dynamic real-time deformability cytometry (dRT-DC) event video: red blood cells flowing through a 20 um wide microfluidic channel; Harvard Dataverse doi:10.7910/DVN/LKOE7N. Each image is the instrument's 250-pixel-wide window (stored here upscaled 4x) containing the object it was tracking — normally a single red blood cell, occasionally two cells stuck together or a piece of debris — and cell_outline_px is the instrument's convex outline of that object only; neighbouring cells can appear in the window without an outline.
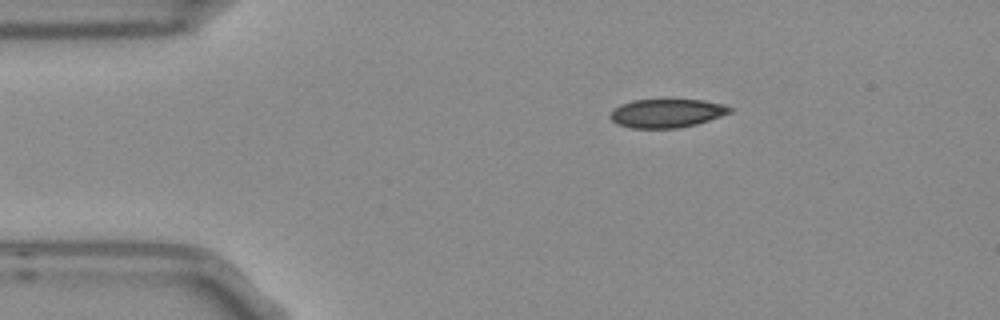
{"species": "Egyptian fruit bat (a non-hibernating species)", "species_latin": "Rousettus aegyptiacus", "temperature_condition": "room temperature", "stored_images_in_passage": 2, "camera_frame_rate_fps": 3000, "um_per_image_px": 0.085, "frame": {"image": 1, "passage_image": 1, "time_ms": 0.0, "image_size_px": [1000, 320], "cell_outline_px": [[732, 112], [696, 124], [676, 128], [632, 128], [616, 124], [608, 116], [612, 108], [620, 104], [632, 100], [704, 100], [724, 104], [732, 108]], "centroid_in_image_um": [56.62, 9.62], "position_along_channel_um": 28.4, "area_um2": 20.0}}